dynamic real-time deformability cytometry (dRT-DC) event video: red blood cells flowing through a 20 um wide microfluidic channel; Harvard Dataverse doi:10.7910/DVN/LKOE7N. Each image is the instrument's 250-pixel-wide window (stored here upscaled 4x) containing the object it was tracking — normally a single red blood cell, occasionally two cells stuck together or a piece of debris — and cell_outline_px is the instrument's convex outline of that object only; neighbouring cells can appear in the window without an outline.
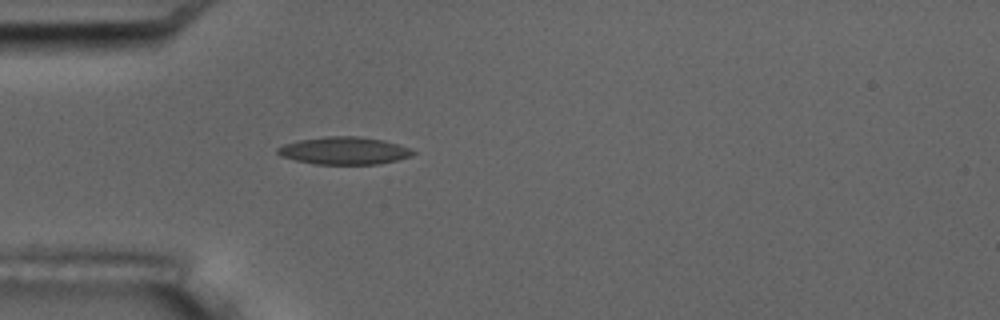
{"species": "common noctule bat (a hibernating species)", "species_latin": "Nyctalus noctula", "temperature_condition": "room temperature", "stored_images_in_passage": 4, "camera_frame_rate_fps": 3000, "um_per_image_px": 0.085, "animal": {"sex": "male", "body_mass_g": 17.5, "forearm_length_mm": 52.3}, "frame": {"image": 1, "passage_image": 4, "time_ms": 3.333, "image_size_px": [1000, 320], "cell_outline_px": [[416, 152], [412, 156], [380, 164], [316, 164], [296, 160], [280, 156], [276, 152], [276, 148], [284, 144], [300, 140], [324, 136], [360, 136], [384, 140], [408, 148]], "centroid_in_image_um": [29.24, 12.8], "position_along_channel_um": 55.8, "area_um2": 21.68}}